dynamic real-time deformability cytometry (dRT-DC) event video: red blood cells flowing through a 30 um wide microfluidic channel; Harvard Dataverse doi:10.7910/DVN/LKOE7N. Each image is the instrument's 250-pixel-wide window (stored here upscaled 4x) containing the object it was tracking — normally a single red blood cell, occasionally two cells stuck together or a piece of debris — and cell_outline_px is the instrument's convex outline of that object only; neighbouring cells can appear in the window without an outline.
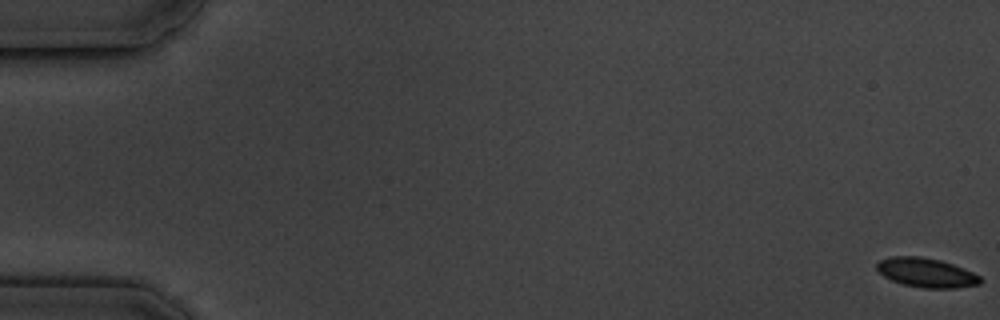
{"species": "common noctule bat (a hibernating species)", "species_latin": "Nyctalus noctula", "temperature_condition": "cold", "stored_images_in_passage": 5, "camera_frame_rate_fps": 3000, "um_per_image_px": 0.085, "animal": {"sex": "male", "body_mass_g": 19.5, "forearm_length_mm": 54.6}, "frame": {"image": 1, "passage_image": 1, "time_ms": 0.0, "image_size_px": [1000, 320], "cell_outline_px": [[984, 280], [980, 284], [956, 288], [924, 288], [904, 284], [892, 280], [884, 276], [876, 268], [876, 264], [880, 260], [892, 256], [920, 256], [940, 260], [952, 264], [972, 272], [980, 276]], "centroid_in_image_um": [78.75, 23.17], "position_along_channel_um": 6.2, "area_um2": 17.57}}